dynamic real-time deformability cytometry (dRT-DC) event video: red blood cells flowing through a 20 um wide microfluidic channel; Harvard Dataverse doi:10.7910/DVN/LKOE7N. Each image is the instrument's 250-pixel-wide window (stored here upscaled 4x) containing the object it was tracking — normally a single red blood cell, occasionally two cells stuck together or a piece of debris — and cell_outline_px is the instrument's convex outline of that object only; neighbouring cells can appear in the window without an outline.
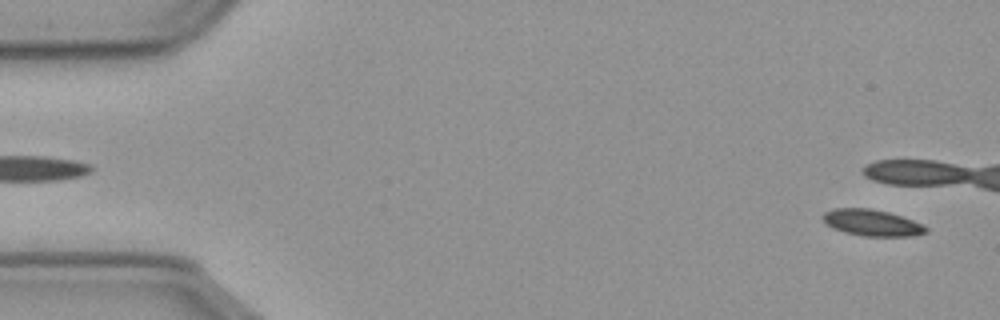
{"species": "common noctule bat (a hibernating species)", "species_latin": "Nyctalus noctula", "temperature_condition": "cold", "stored_images_in_passage": 10, "camera_frame_rate_fps": 3000, "um_per_image_px": 0.085, "animal": {"sex": "male", "body_mass_g": 23.1, "forearm_length_mm": 52.7}, "frame": {"image": 1, "passage_image": 2, "time_ms": 0.333, "image_size_px": [1000, 320], "cell_outline_px": [[928, 232], [908, 236], [864, 236], [844, 232], [832, 228], [824, 224], [820, 216], [824, 212], [836, 208], [868, 208], [888, 212], [912, 220], [928, 228]], "centroid_in_image_um": [74.04, 18.93], "position_along_channel_um": 11.0, "area_um2": 15.84}}